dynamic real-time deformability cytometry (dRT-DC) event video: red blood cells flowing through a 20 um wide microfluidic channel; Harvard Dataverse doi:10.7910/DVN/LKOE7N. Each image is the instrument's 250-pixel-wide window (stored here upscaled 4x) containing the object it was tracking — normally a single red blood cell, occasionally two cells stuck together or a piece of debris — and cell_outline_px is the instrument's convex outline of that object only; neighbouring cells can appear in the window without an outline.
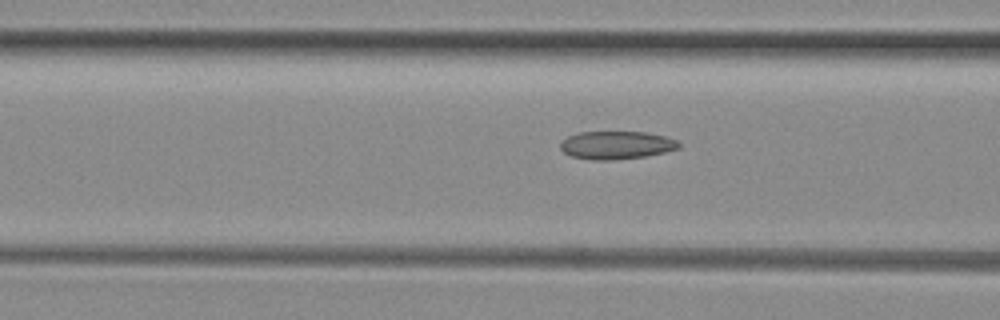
{"species": "common noctule bat (a hibernating species)", "species_latin": "Nyctalus noctula", "temperature_condition": "room temperature", "stored_images_in_passage": 16, "camera_frame_rate_fps": 3000, "um_per_image_px": 0.085, "animal": {"sex": "female", "body_mass_g": 29.2, "forearm_length_mm": 56.3}, "frame": {"image": 1, "passage_image": 10, "time_ms": 3.0, "image_size_px": [1000, 320], "cell_outline_px": [[680, 148], [664, 152], [644, 156], [612, 160], [592, 160], [572, 156], [564, 152], [560, 148], [560, 144], [568, 136], [580, 132], [644, 132], [664, 136], [676, 140], [680, 144]], "centroid_in_image_um": [52.39, 12.33], "position_along_channel_um": 114.2, "area_um2": 19.13}}
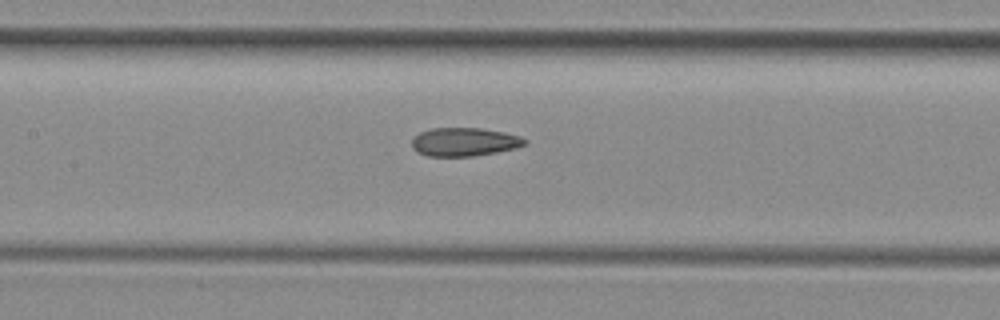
{"frame": {"image": 2, "passage_image": 14, "time_ms": 4.333, "image_size_px": [1000, 320], "cell_outline_px": [[528, 140], [524, 144], [516, 148], [496, 152], [472, 156], [428, 156], [416, 152], [412, 148], [412, 140], [420, 132], [432, 128], [480, 128], [504, 132], [520, 136]], "centroid_in_image_um": [39.46, 12.06], "position_along_channel_um": 167.9, "area_um2": 18.67}}